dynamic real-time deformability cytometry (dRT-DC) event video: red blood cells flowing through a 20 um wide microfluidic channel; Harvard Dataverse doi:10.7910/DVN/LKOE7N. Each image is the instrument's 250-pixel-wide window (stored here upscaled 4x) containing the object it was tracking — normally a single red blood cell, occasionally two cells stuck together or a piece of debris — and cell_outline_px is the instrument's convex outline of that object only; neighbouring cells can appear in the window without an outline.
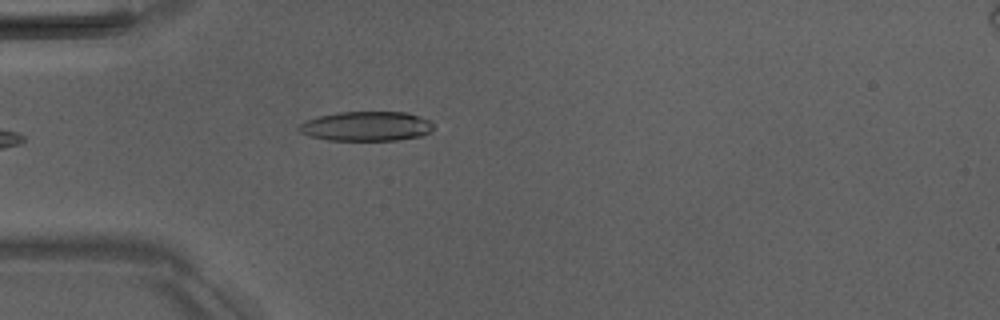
{"species": "Egyptian fruit bat (a non-hibernating species)", "species_latin": "Rousettus aegyptiacus", "temperature_condition": "room temperature", "stored_images_in_passage": 4, "camera_frame_rate_fps": 3000, "um_per_image_px": 0.085, "animal": {"sex": "male"}, "frame": {"image": 1, "passage_image": 4, "time_ms": 3.333, "image_size_px": [1000, 320], "cell_outline_px": [[432, 132], [420, 136], [396, 140], [328, 140], [308, 136], [300, 132], [296, 128], [300, 124], [308, 120], [320, 116], [336, 112], [408, 112], [432, 120]], "centroid_in_image_um": [31.16, 10.73], "position_along_channel_um": 53.8, "area_um2": 23.29}}